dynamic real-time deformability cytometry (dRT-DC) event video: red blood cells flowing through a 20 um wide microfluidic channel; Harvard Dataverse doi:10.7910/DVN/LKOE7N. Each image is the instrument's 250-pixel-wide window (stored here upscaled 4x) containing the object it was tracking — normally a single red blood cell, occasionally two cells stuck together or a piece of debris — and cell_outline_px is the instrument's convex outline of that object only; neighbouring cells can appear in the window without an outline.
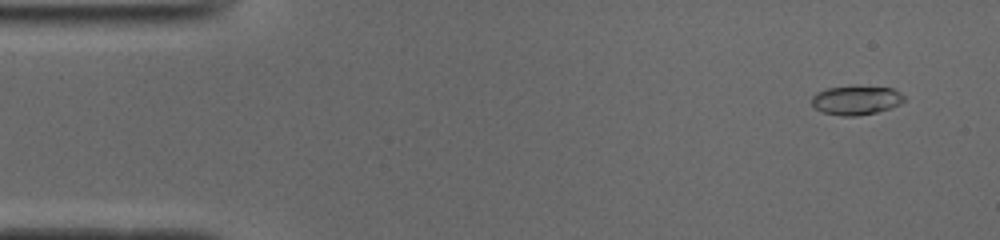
{"species": "common noctule bat (a hibernating species)", "species_latin": "Nyctalus noctula", "temperature_condition": "cold", "stored_images_in_passage": 50, "camera_frame_rate_fps": 3000, "um_per_image_px": 0.085, "animal": {"sex": "male", "body_mass_g": 19.0, "forearm_length_mm": 50.8}, "frame": {"image": 1, "passage_image": 3, "time_ms": 0.667, "image_size_px": [1000, 240], "cell_outline_px": [[904, 100], [900, 104], [876, 112], [856, 116], [844, 116], [820, 112], [812, 104], [812, 96], [816, 92], [828, 88], [892, 88], [900, 92], [904, 96]], "centroid_in_image_um": [72.74, 8.55], "position_along_channel_um": 12.3, "area_um2": 15.09}}
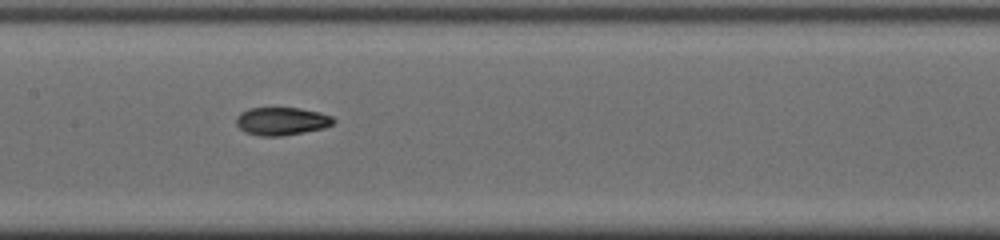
{"frame": {"image": 2, "passage_image": 24, "time_ms": 7.667, "image_size_px": [1000, 240], "cell_outline_px": [[336, 120], [332, 124], [324, 128], [304, 132], [280, 136], [260, 136], [244, 132], [236, 124], [236, 116], [240, 112], [248, 108], [300, 108], [320, 112], [332, 116]], "centroid_in_image_um": [23.93, 10.3], "position_along_channel_um": 183.5, "area_um2": 15.95}}
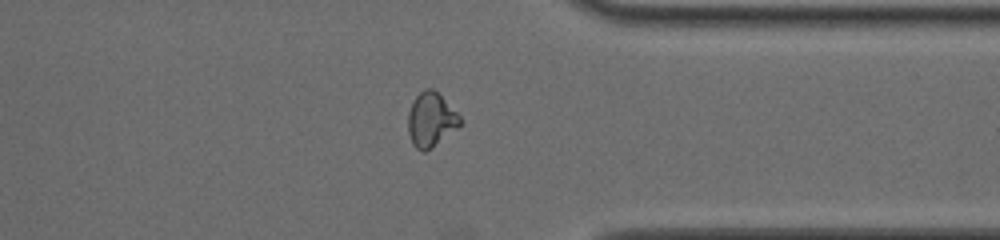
{"frame": {"image": 3, "passage_image": 39, "time_ms": 12.667, "image_size_px": [1000, 240], "cell_outline_px": [[460, 124], [424, 152], [420, 152], [412, 144], [408, 132], [408, 112], [416, 96], [424, 88], [432, 88], [460, 116]], "centroid_in_image_um": [36.57, 10.16], "position_along_channel_um": 374.8, "area_um2": 15.78}, "authors_computed_cell_mechanics": {"area_um2": 15.7794, "velocity_mm_per_s": 3.9434, "shape_relaxation_time_tau1_ms": 9.1825, "shape_relaxation_time_tau2_ms": 2.5991, "deformation_change_tau1": 0.2513, "deformation_change_tau2": 0.0801}}